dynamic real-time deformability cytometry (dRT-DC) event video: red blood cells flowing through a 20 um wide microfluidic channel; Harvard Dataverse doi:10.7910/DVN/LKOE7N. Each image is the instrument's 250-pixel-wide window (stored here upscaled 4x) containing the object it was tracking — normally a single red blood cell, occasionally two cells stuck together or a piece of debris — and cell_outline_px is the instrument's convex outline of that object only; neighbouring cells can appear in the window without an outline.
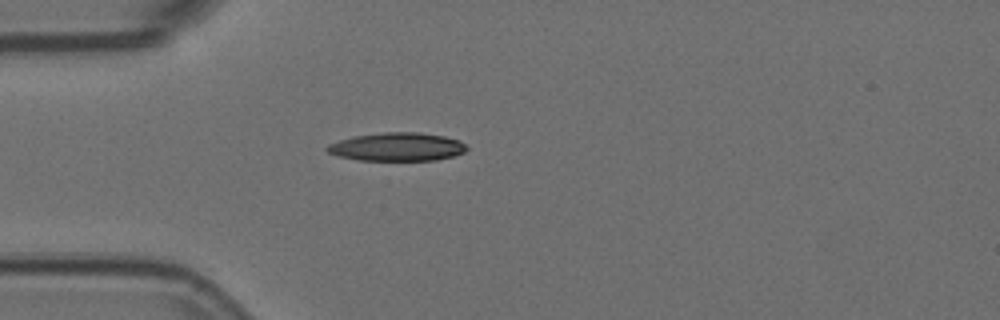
{"species": "Egyptian fruit bat (a non-hibernating species)", "species_latin": "Rousettus aegyptiacus", "temperature_condition": "room temperature", "stored_images_in_passage": 5, "camera_frame_rate_fps": 3000, "um_per_image_px": 0.085, "animal": {"sex": "female"}, "frame": {"image": 1, "passage_image": 5, "time_ms": 1.333, "image_size_px": [1000, 320], "cell_outline_px": [[468, 148], [464, 152], [452, 156], [436, 160], [356, 160], [336, 156], [328, 152], [324, 148], [328, 144], [340, 140], [356, 136], [384, 132], [420, 132], [444, 136], [460, 140]], "centroid_in_image_um": [33.74, 12.48], "position_along_channel_um": 51.3, "area_um2": 23.06}}